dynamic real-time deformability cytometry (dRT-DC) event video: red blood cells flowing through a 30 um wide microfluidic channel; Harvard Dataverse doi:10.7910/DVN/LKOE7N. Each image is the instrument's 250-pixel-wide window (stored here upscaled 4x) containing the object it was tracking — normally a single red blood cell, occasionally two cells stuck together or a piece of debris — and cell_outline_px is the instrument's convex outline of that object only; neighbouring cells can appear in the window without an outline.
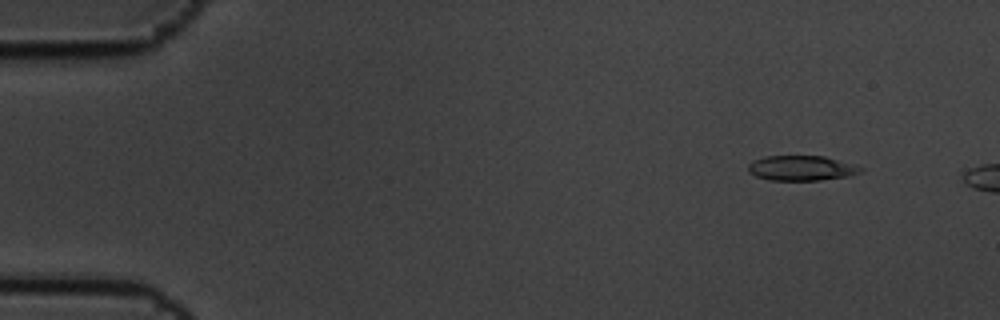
{"species": "common noctule bat (a hibernating species)", "species_latin": "Nyctalus noctula", "temperature_condition": "cold", "stored_images_in_passage": 4, "camera_frame_rate_fps": 3000, "um_per_image_px": 0.085, "animal": {"sex": "male", "body_mass_g": 19.5, "forearm_length_mm": 54.6}, "frame": {"image": 1, "passage_image": 2, "time_ms": 0.333, "image_size_px": [1000, 320], "cell_outline_px": [[864, 172], [848, 176], [820, 180], [768, 180], [756, 176], [748, 172], [748, 164], [752, 160], [764, 156], [824, 156], [856, 164], [864, 168]], "centroid_in_image_um": [68.15, 14.28], "position_along_channel_um": 16.9, "area_um2": 16.65}}